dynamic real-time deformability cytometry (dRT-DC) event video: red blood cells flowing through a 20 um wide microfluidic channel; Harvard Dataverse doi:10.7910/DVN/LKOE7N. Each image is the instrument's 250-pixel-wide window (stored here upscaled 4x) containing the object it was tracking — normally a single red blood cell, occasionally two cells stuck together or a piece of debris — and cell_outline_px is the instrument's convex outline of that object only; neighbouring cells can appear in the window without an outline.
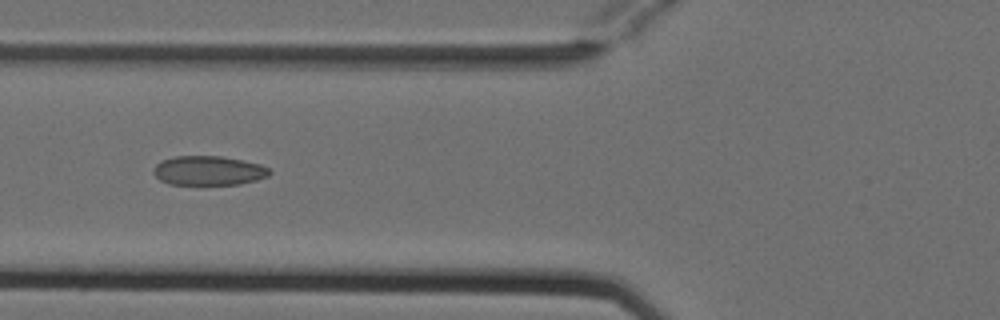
{"species": "Egyptian fruit bat (a non-hibernating species)", "species_latin": "Rousettus aegyptiacus", "temperature_condition": "cold", "stored_images_in_passage": 6, "camera_frame_rate_fps": 3000, "um_per_image_px": 0.085, "animal": {"sex": "female"}, "frame": {"image": 1, "passage_image": 4, "time_ms": 1.0, "image_size_px": [1000, 320], "cell_outline_px": [[272, 172], [268, 176], [256, 180], [240, 184], [168, 184], [160, 180], [152, 172], [156, 164], [160, 160], [176, 156], [220, 156], [260, 164], [268, 168]], "centroid_in_image_um": [17.7, 14.5], "position_along_channel_um": 108.1, "area_um2": 19.77}}
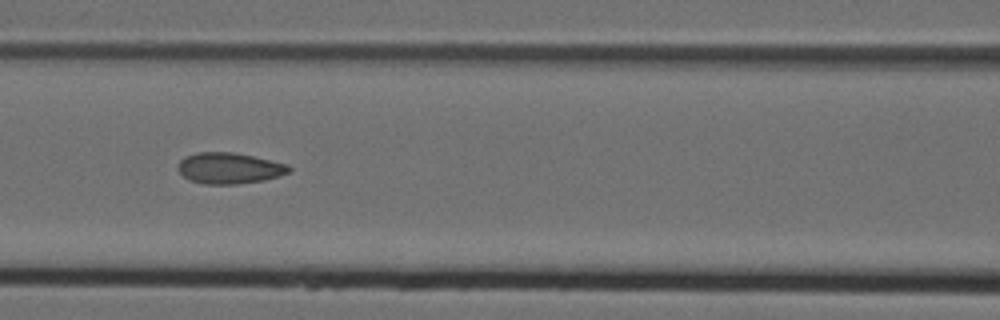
{"frame": {"image": 2, "passage_image": 5, "time_ms": 1.333, "image_size_px": [1000, 320], "cell_outline_px": [[292, 168], [288, 172], [280, 176], [264, 180], [236, 184], [204, 184], [188, 180], [176, 168], [176, 164], [184, 156], [200, 152], [232, 152], [252, 156], [288, 164]], "centroid_in_image_um": [19.46, 14.3], "position_along_channel_um": 147.1, "area_um2": 20.17}}
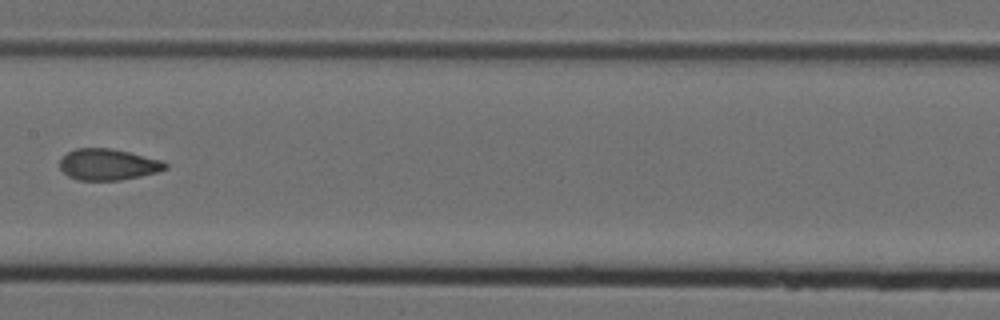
{"frame": {"image": 3, "passage_image": 6, "time_ms": 1.667, "image_size_px": [1000, 320], "cell_outline_px": [[168, 168], [156, 172], [140, 176], [120, 180], [76, 180], [68, 176], [60, 168], [60, 156], [76, 148], [108, 148], [128, 152], [160, 160], [168, 164]], "centroid_in_image_um": [9.14, 13.98], "position_along_channel_um": 198.3, "area_um2": 19.13}}